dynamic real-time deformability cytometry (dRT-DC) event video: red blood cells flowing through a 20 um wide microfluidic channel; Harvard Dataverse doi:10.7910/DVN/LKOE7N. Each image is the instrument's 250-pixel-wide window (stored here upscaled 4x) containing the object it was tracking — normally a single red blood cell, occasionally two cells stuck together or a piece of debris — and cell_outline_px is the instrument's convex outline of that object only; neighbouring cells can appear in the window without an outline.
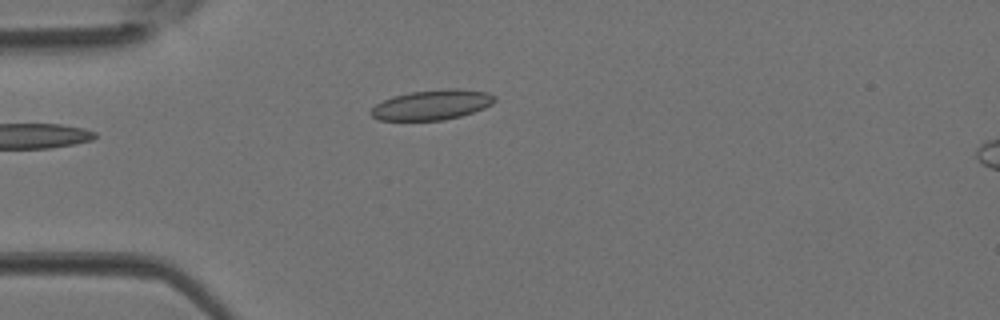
{"species": "Egyptian fruit bat (a non-hibernating species)", "species_latin": "Rousettus aegyptiacus", "temperature_condition": "room temperature", "stored_images_in_passage": 4, "camera_frame_rate_fps": 3000, "um_per_image_px": 0.085, "animal": {"sex": "female"}, "frame": {"image": 1, "passage_image": 4, "time_ms": 1.0, "image_size_px": [1000, 320], "cell_outline_px": [[496, 100], [492, 104], [484, 108], [460, 116], [444, 120], [376, 120], [368, 112], [376, 104], [392, 96], [412, 92], [448, 88], [460, 88], [488, 92], [496, 96]], "centroid_in_image_um": [36.73, 8.9], "position_along_channel_um": 48.3, "area_um2": 21.73}}